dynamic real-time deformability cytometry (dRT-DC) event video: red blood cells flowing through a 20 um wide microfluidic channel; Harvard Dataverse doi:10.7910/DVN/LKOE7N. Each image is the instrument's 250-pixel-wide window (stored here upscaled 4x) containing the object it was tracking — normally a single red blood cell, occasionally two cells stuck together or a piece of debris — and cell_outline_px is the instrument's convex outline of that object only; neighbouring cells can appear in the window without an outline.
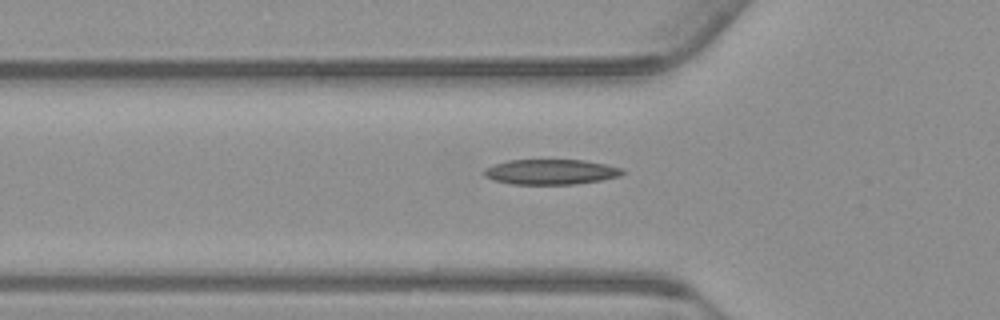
{"species": "common noctule bat (a hibernating species)", "species_latin": "Nyctalus noctula", "temperature_condition": "warm", "stored_images_in_passage": 40, "camera_frame_rate_fps": 3000, "um_per_image_px": 0.085, "animal": {"sex": "male", "body_mass_g": 23.1, "forearm_length_mm": 52.7}, "frame": {"image": 1, "passage_image": 6, "time_ms": 1.667, "image_size_px": [1000, 320], "cell_outline_px": [[624, 172], [620, 176], [600, 180], [576, 184], [512, 184], [496, 180], [484, 176], [480, 172], [484, 168], [508, 160], [584, 160], [604, 164], [620, 168]], "centroid_in_image_um": [46.77, 14.61], "position_along_channel_um": 79.0, "area_um2": 20.17}}
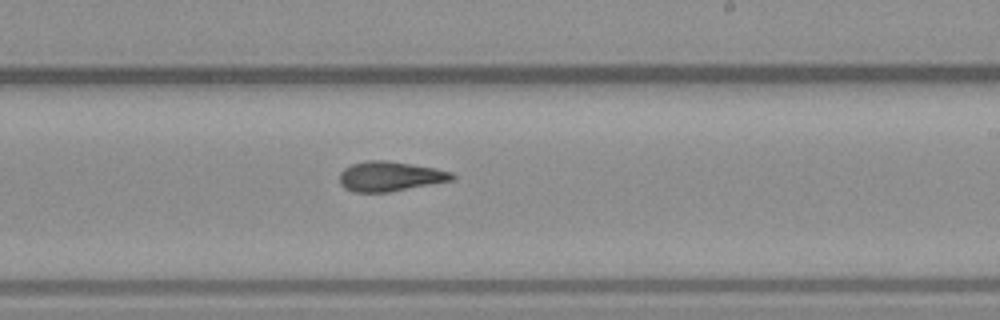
{"frame": {"image": 2, "passage_image": 20, "time_ms": 6.333, "image_size_px": [1000, 320], "cell_outline_px": [[456, 176], [452, 180], [388, 192], [356, 192], [344, 188], [340, 184], [340, 172], [344, 168], [352, 164], [368, 160], [384, 160], [412, 164], [436, 168], [452, 172]], "centroid_in_image_um": [33.14, 14.98], "position_along_channel_um": 255.9, "area_um2": 19.42}}
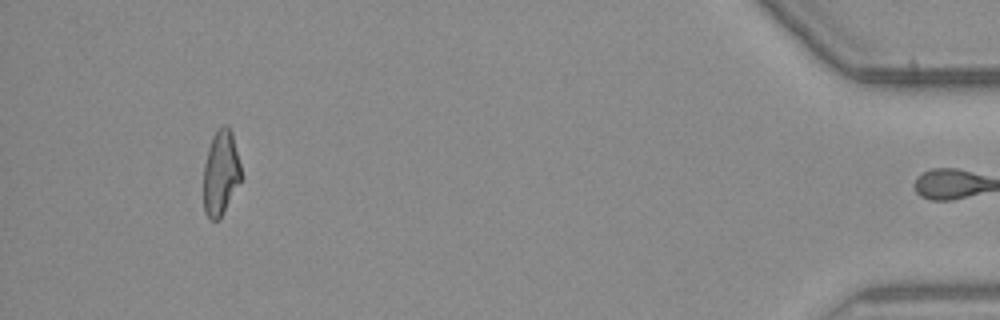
{"frame": {"image": 3, "passage_image": 39, "time_ms": 12.667, "image_size_px": [1000, 320], "cell_outline_px": [[244, 176], [220, 220], [212, 220], [204, 212], [204, 164], [208, 148], [212, 136], [224, 124], [228, 124], [232, 132]], "centroid_in_image_um": [18.8, 14.7], "position_along_channel_um": 416.4, "area_um2": 19.02}, "authors_computed_cell_mechanics": {"area_um2": 19.363, "velocity_mm_per_s": 3.7608, "shape_relaxation_time_tau1_ms": 7.4719, "shape_relaxation_time_tau2_ms": 3.9909, "deformation_change_tau1": 0.2147, "deformation_change_tau2": 0.1398}}